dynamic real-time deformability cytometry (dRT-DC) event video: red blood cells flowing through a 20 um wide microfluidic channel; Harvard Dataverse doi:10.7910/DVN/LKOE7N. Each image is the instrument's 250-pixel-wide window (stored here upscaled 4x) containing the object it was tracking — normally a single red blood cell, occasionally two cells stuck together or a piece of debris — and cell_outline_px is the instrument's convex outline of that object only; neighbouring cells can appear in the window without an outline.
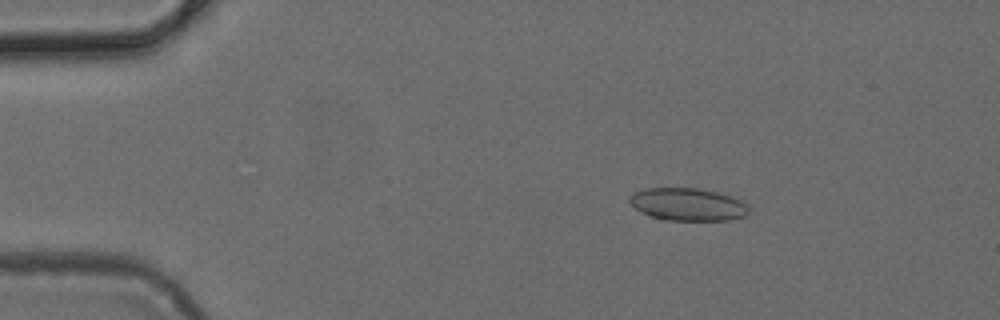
{"species": "common noctule bat (a hibernating species)", "species_latin": "Nyctalus noctula", "temperature_condition": "cold", "stored_images_in_passage": 38, "camera_frame_rate_fps": 3000, "um_per_image_px": 0.085, "animal": {"sex": "female", "body_mass_g": 24.6, "forearm_length_mm": 56.2}, "frame": {"image": 1, "passage_image": 7, "time_ms": 2.0, "image_size_px": [1000, 320], "cell_outline_px": [[752, 208], [744, 216], [728, 220], [664, 220], [648, 216], [636, 208], [628, 200], [628, 196], [644, 188], [696, 188], [716, 192], [732, 196], [744, 200]], "centroid_in_image_um": [58.5, 17.37], "position_along_channel_um": 26.5, "area_um2": 22.89}}
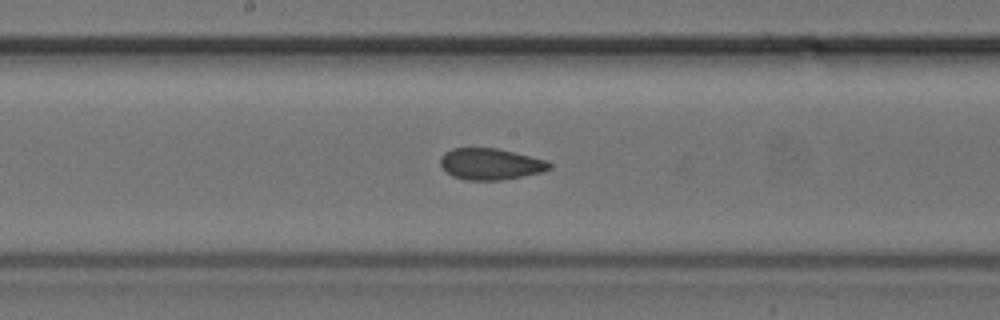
{"frame": {"image": 2, "passage_image": 25, "time_ms": 8.0, "image_size_px": [1000, 320], "cell_outline_px": [[552, 168], [544, 172], [500, 180], [464, 180], [452, 176], [440, 164], [440, 160], [444, 152], [452, 148], [496, 148], [548, 160], [552, 164]], "centroid_in_image_um": [41.72, 13.94], "position_along_channel_um": 206.5, "area_um2": 20.0}}
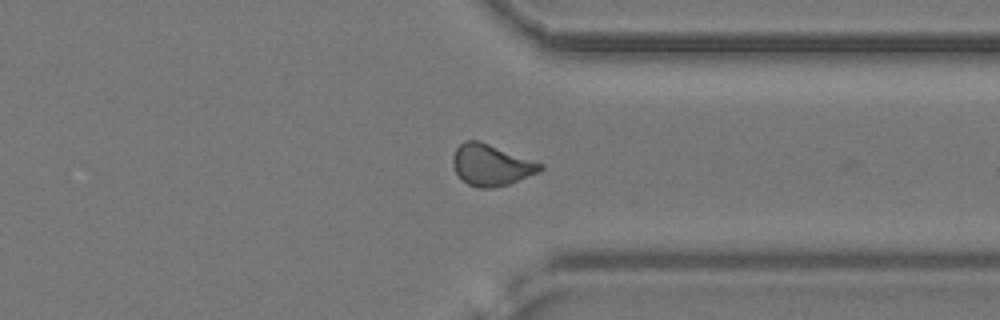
{"frame": {"image": 3, "passage_image": 37, "time_ms": 12.0, "image_size_px": [1000, 320], "cell_outline_px": [[544, 168], [540, 172], [508, 184], [492, 188], [480, 188], [468, 184], [456, 172], [452, 164], [452, 156], [456, 148], [464, 140], [476, 140], [488, 144], [544, 164]], "centroid_in_image_um": [41.75, 14.03], "position_along_channel_um": 369.7, "area_um2": 20.81}}